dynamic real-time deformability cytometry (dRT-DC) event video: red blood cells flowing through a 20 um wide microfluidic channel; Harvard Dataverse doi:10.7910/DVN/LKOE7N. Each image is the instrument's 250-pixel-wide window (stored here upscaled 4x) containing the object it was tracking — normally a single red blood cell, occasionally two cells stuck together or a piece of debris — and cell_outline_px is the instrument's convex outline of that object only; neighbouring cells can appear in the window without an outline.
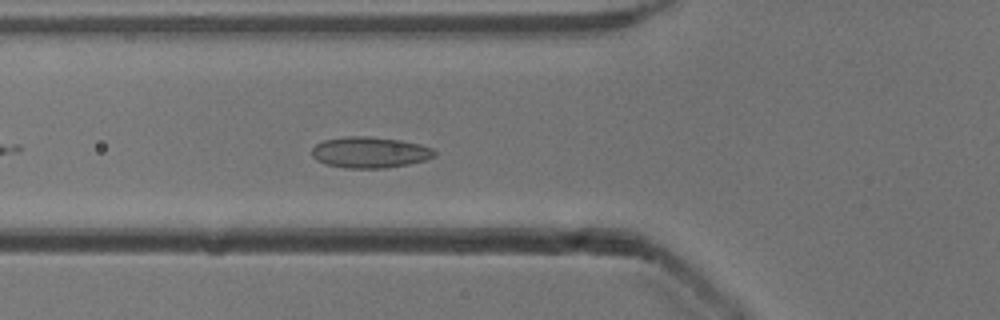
{"species": "common noctule bat (a hibernating species)", "species_latin": "Nyctalus noctula", "temperature_condition": "cold", "stored_images_in_passage": 41, "camera_frame_rate_fps": 3000, "um_per_image_px": 0.085, "animal": {"sex": "male", "body_mass_g": 13.3}, "frame": {"image": 1, "passage_image": 7, "time_ms": 2.0, "image_size_px": [1000, 320], "cell_outline_px": [[436, 156], [424, 160], [408, 164], [384, 168], [348, 168], [324, 164], [316, 160], [312, 156], [312, 148], [316, 144], [324, 140], [344, 136], [368, 136], [400, 140], [420, 144], [432, 148], [436, 152]], "centroid_in_image_um": [31.42, 12.95], "position_along_channel_um": 94.4, "area_um2": 22.25}}
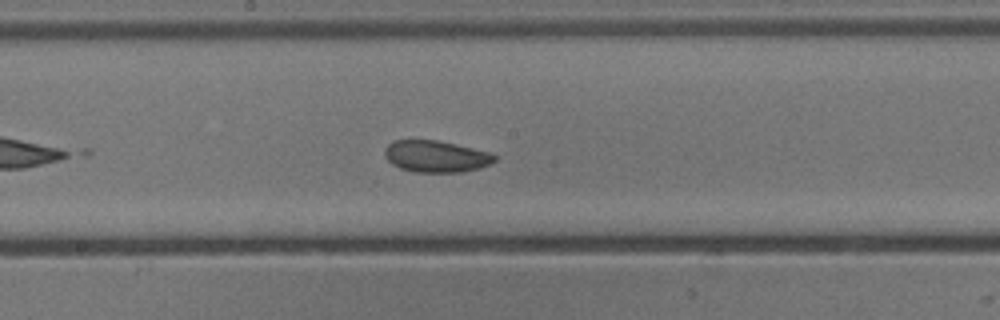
{"frame": {"image": 2, "passage_image": 16, "time_ms": 5.0, "image_size_px": [1000, 320], "cell_outline_px": [[496, 160], [480, 168], [464, 172], [416, 172], [400, 168], [392, 164], [384, 156], [384, 148], [392, 140], [436, 140], [456, 144], [488, 152], [496, 156]], "centroid_in_image_um": [37.02, 13.29], "position_along_channel_um": 211.2, "area_um2": 20.29}}
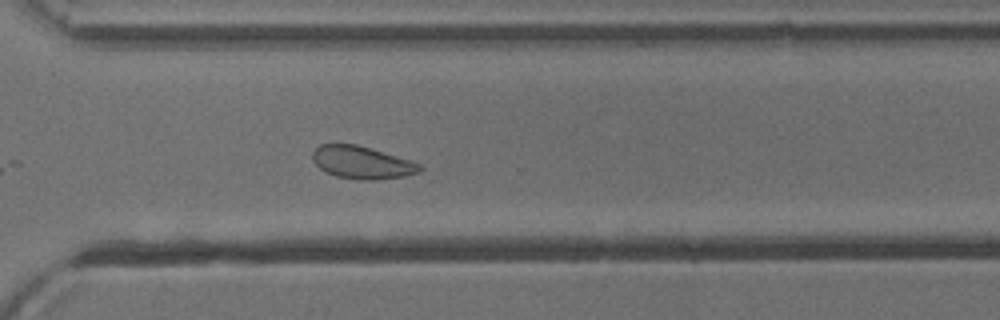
{"frame": {"image": 3, "passage_image": 26, "time_ms": 8.333, "image_size_px": [1000, 320], "cell_outline_px": [[424, 168], [420, 172], [404, 176], [376, 180], [360, 180], [336, 176], [320, 168], [312, 160], [312, 152], [320, 144], [356, 144], [412, 160], [420, 164]], "centroid_in_image_um": [30.79, 13.81], "position_along_channel_um": 339.8, "area_um2": 20.4}, "authors_computed_cell_mechanics": {"area_um2": 21.1548, "velocity_mm_per_s": 3.8651, "shape_relaxation_time_tau1_ms": null, "shape_relaxation_time_tau2_ms": 3.7356, "deformation_change_tau1": null, "deformation_change_tau2": 0.0703}}